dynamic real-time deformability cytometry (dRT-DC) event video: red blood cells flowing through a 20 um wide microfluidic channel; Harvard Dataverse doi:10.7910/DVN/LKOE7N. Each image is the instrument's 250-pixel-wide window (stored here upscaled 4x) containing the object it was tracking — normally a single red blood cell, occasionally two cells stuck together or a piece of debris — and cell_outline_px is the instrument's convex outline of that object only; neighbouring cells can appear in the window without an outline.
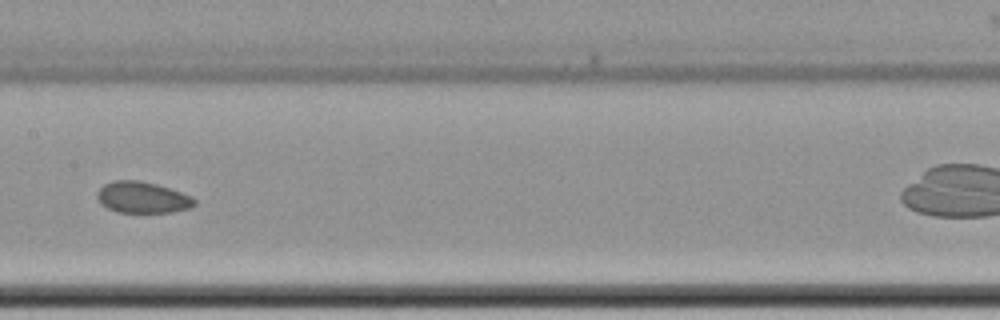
{"species": "common noctule bat (a hibernating species)", "species_latin": "Nyctalus noctula", "temperature_condition": "cold", "stored_images_in_passage": 6, "camera_frame_rate_fps": 3000, "um_per_image_px": 0.085, "animal": {"sex": "female", "body_mass_g": 22.7, "forearm_length_mm": 54.2}, "frame": {"image": 1, "passage_image": 5, "time_ms": 4.667, "image_size_px": [1000, 320], "cell_outline_px": [[196, 204], [188, 208], [172, 212], [116, 212], [100, 204], [96, 196], [96, 192], [104, 184], [112, 180], [140, 180], [156, 184], [192, 196], [196, 200]], "centroid_in_image_um": [12.07, 16.77], "position_along_channel_um": 195.3, "area_um2": 17.8}}